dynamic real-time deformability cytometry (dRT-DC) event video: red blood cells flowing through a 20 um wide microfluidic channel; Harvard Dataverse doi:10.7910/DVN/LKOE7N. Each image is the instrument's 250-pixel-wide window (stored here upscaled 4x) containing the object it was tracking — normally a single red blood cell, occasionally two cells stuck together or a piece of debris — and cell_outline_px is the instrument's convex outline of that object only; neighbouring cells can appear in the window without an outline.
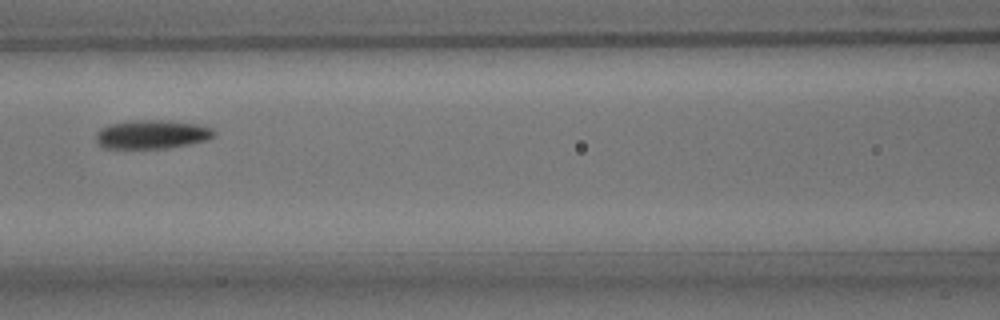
{"species": "common noctule bat (a hibernating species)", "species_latin": "Nyctalus noctula", "temperature_condition": "room temperature", "stored_images_in_passage": 7, "camera_frame_rate_fps": 3000, "um_per_image_px": 0.085, "animal": {"sex": "male", "body_mass_g": 15.6}, "frame": {"image": 1, "passage_image": 7, "time_ms": 7.667, "image_size_px": [1000, 320], "cell_outline_px": [[216, 136], [208, 140], [168, 148], [104, 148], [96, 140], [96, 136], [100, 128], [108, 124], [132, 120], [168, 120], [196, 124], [212, 128], [216, 132]], "centroid_in_image_um": [12.94, 11.41], "position_along_channel_um": 153.7, "area_um2": 19.88}}